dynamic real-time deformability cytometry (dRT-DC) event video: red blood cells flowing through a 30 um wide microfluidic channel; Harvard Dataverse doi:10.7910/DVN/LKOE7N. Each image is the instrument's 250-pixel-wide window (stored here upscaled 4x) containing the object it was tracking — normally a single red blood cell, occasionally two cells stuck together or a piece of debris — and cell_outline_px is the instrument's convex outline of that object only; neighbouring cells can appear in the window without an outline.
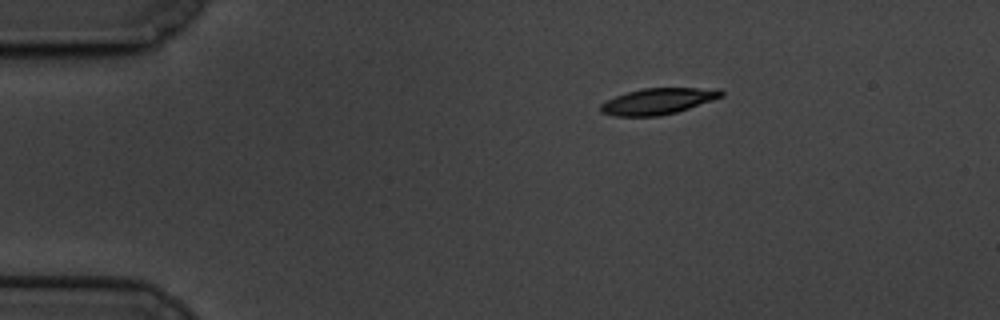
{"species": "common noctule bat (a hibernating species)", "species_latin": "Nyctalus noctula", "temperature_condition": "cold", "stored_images_in_passage": 51, "camera_frame_rate_fps": 3000, "um_per_image_px": 0.085, "animal": {"sex": "male", "body_mass_g": 19.5, "forearm_length_mm": 54.6}, "frame": {"image": 1, "passage_image": 1, "time_ms": 0.0, "image_size_px": [1000, 320], "cell_outline_px": [[724, 96], [676, 112], [660, 116], [616, 116], [600, 112], [600, 104], [616, 96], [628, 92], [644, 88], [720, 88], [724, 92]], "centroid_in_image_um": [55.95, 8.6], "position_along_channel_um": 29.1, "area_um2": 18.26}}
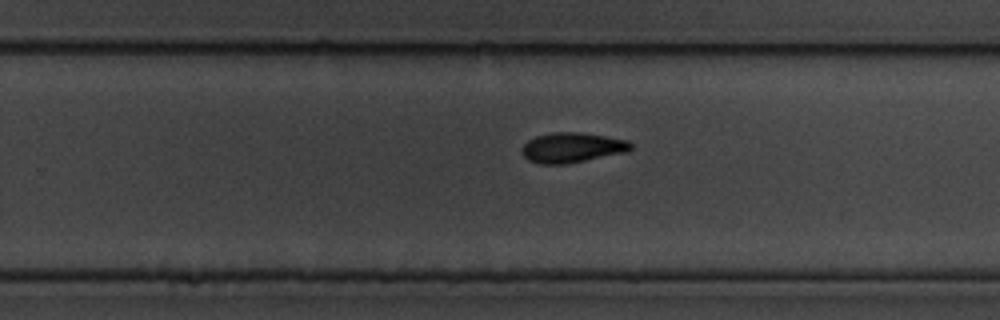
{"frame": {"image": 2, "passage_image": 29, "time_ms": 9.333, "image_size_px": [1000, 320], "cell_outline_px": [[632, 148], [628, 152], [564, 164], [540, 164], [528, 160], [524, 156], [520, 148], [528, 140], [536, 136], [552, 132], [580, 132], [628, 140], [632, 144]], "centroid_in_image_um": [48.61, 12.54], "position_along_channel_um": 281.2, "area_um2": 19.07}}
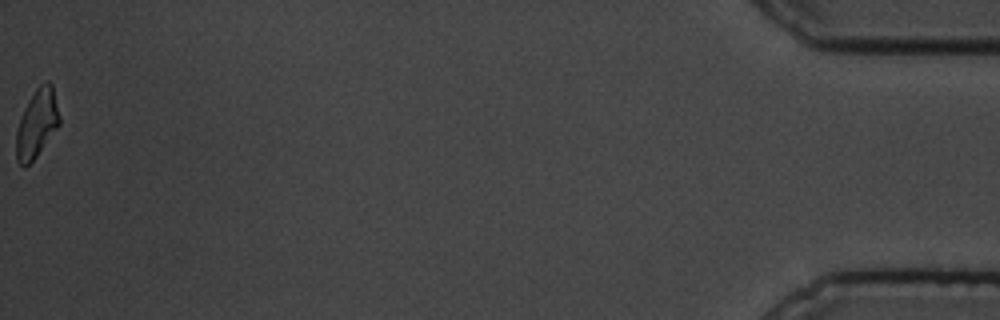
{"frame": {"image": 3, "passage_image": 51, "time_ms": 16.667, "image_size_px": [1000, 320], "cell_outline_px": [[60, 124], [36, 156], [24, 168], [16, 160], [16, 132], [24, 108], [28, 100], [36, 88], [40, 84], [48, 80], [52, 84], [60, 116]], "centroid_in_image_um": [3.13, 10.48], "position_along_channel_um": 432.1, "area_um2": 17.05}, "authors_computed_cell_mechanics": {"area_um2": 19.074, "velocity_mm_per_s": 3.3425, "shape_relaxation_time_tau1_ms": 4.0122, "shape_relaxation_time_tau2_ms": 8.704, "deformation_change_tau1": 0.1303, "deformation_change_tau2": 0.151}}